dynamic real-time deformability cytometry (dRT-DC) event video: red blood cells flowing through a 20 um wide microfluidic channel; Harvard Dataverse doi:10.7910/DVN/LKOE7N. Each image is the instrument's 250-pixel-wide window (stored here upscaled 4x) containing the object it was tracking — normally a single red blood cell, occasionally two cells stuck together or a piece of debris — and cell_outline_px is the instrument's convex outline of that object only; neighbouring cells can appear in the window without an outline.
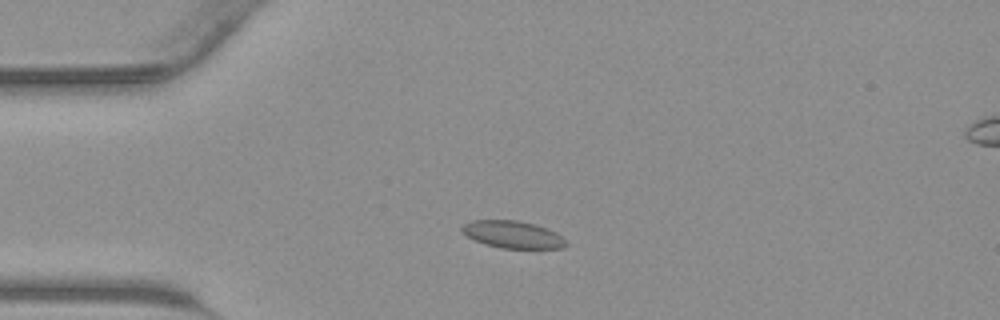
{"species": "common noctule bat (a hibernating species)", "species_latin": "Nyctalus noctula", "temperature_condition": "warm", "stored_images_in_passage": 34, "camera_frame_rate_fps": 3000, "um_per_image_px": 0.085, "animal": {"sex": "male", "body_mass_g": 23.1, "forearm_length_mm": 52.7}, "frame": {"image": 1, "passage_image": 1, "time_ms": 0.0, "image_size_px": [1000, 320], "cell_outline_px": [[568, 244], [560, 248], [500, 248], [484, 244], [468, 236], [460, 228], [464, 224], [472, 220], [516, 220], [536, 224], [548, 228], [556, 232]], "centroid_in_image_um": [43.59, 19.92], "position_along_channel_um": 41.4, "area_um2": 16.42}}
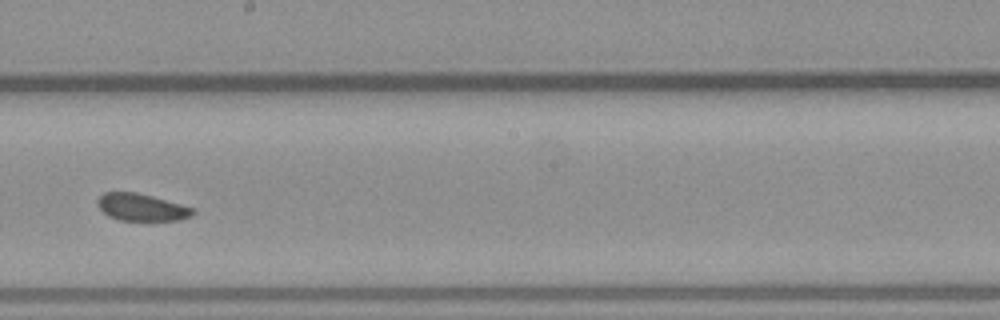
{"frame": {"image": 2, "passage_image": 15, "time_ms": 4.667, "image_size_px": [1000, 320], "cell_outline_px": [[196, 212], [192, 216], [180, 220], [120, 220], [108, 216], [96, 204], [96, 200], [104, 192], [136, 192], [152, 196], [180, 204], [192, 208]], "centroid_in_image_um": [12.02, 17.62], "position_along_channel_um": 236.2, "area_um2": 15.03}}
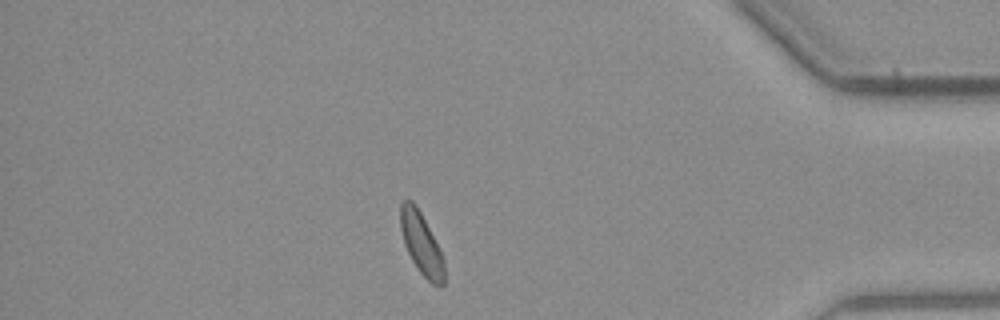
{"frame": {"image": 3, "passage_image": 28, "time_ms": 9.0, "image_size_px": [1000, 320], "cell_outline_px": [[444, 284], [440, 288], [432, 284], [416, 268], [404, 244], [400, 228], [400, 204], [404, 200], [412, 200], [416, 204], [444, 260]], "centroid_in_image_um": [35.79, 20.73], "position_along_channel_um": 399.4, "area_um2": 15.55}}